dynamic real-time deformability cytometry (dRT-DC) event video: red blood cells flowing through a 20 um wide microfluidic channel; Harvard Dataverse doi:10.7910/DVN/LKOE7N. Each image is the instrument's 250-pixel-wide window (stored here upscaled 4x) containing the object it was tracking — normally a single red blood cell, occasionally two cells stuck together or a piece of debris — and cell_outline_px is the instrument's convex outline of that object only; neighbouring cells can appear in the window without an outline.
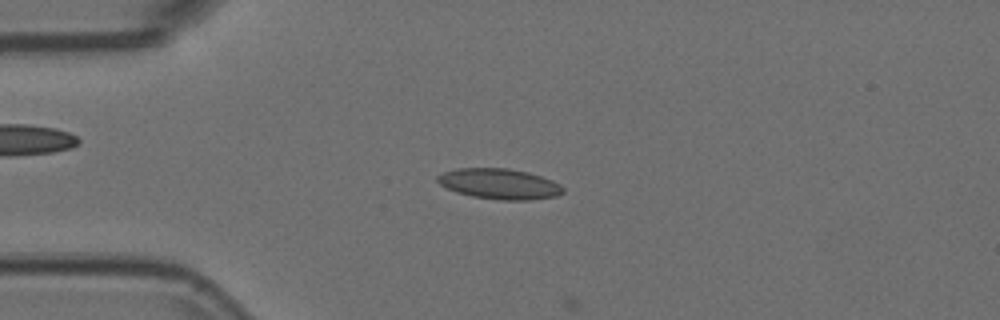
{"species": "Egyptian fruit bat (a non-hibernating species)", "species_latin": "Rousettus aegyptiacus", "temperature_condition": "room temperature", "stored_images_in_passage": 14, "camera_frame_rate_fps": 3000, "um_per_image_px": 0.085, "animal": {"sex": "female"}, "frame": {"image": 1, "passage_image": 13, "time_ms": 4.0, "image_size_px": [1000, 320], "cell_outline_px": [[564, 192], [556, 196], [528, 200], [500, 200], [472, 196], [456, 192], [440, 184], [436, 180], [436, 176], [444, 172], [456, 168], [508, 168], [528, 172], [552, 180], [560, 184], [564, 188]], "centroid_in_image_um": [42.45, 15.62], "position_along_channel_um": 42.6, "area_um2": 22.31}}